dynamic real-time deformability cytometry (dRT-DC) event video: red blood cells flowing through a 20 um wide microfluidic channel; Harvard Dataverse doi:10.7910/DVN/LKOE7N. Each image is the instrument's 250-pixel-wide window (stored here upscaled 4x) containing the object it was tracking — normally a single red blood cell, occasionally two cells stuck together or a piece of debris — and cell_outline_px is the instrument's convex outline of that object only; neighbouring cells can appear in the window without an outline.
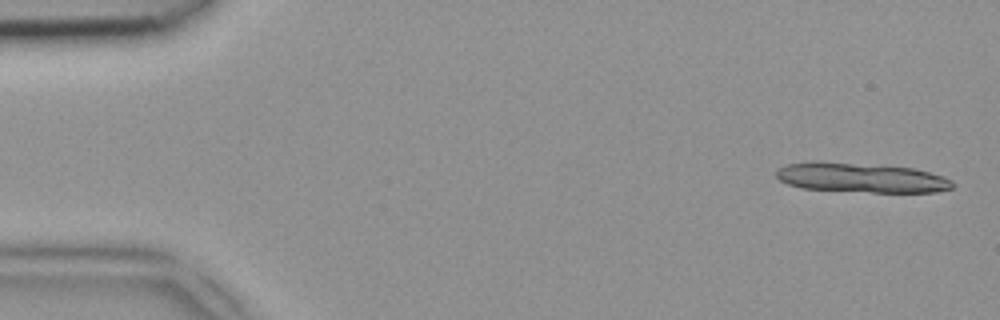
{"species": "common noctule bat (a hibernating species)", "species_latin": "Nyctalus noctula", "temperature_condition": "room temperature", "stored_images_in_passage": 8, "camera_frame_rate_fps": 3000, "um_per_image_px": 0.085, "animal": {"sex": "female", "body_mass_g": 18.4}, "frame": {"image": 1, "passage_image": 2, "time_ms": 0.333, "image_size_px": [1000, 320], "cell_outline_px": [[952, 188], [936, 192], [872, 192], [800, 188], [788, 184], [780, 180], [776, 176], [776, 172], [780, 168], [788, 164], [812, 160], [816, 160], [912, 168], [944, 176], [952, 180]], "centroid_in_image_um": [73.17, 15.1], "position_along_channel_um": 11.8, "area_um2": 30.35}}